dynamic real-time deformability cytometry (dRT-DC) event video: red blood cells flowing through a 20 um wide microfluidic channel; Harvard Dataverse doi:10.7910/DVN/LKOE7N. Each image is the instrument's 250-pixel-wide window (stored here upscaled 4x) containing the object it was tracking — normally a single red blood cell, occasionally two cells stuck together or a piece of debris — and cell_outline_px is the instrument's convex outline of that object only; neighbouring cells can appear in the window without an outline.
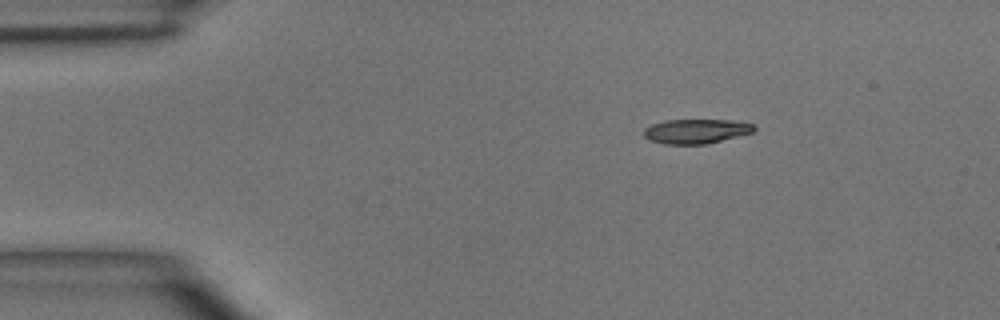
{"species": "common noctule bat (a hibernating species)", "species_latin": "Nyctalus noctula", "temperature_condition": "room temperature", "stored_images_in_passage": 5, "camera_frame_rate_fps": 3000, "um_per_image_px": 0.085, "animal": {"sex": "male", "body_mass_g": 15.6}, "frame": {"image": 1, "passage_image": 1, "time_ms": 0.0, "image_size_px": [1000, 320], "cell_outline_px": [[756, 128], [752, 132], [708, 144], [664, 144], [648, 140], [644, 136], [644, 128], [652, 124], [664, 120], [732, 120], [752, 124]], "centroid_in_image_um": [59.12, 11.16], "position_along_channel_um": 25.9, "area_um2": 15.72}}
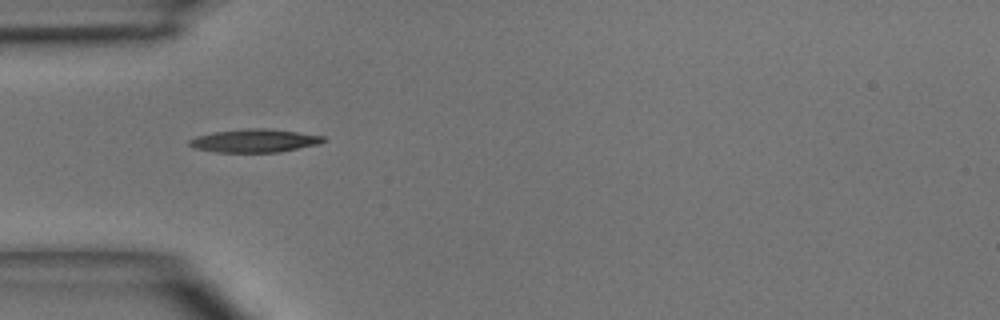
{"frame": {"image": 2, "passage_image": 3, "time_ms": 2.333, "image_size_px": [1000, 320], "cell_outline_px": [[328, 140], [320, 144], [280, 152], [216, 152], [196, 148], [188, 144], [188, 140], [196, 136], [212, 132], [248, 128], [264, 128], [296, 132], [324, 136]], "centroid_in_image_um": [21.65, 11.96], "position_along_channel_um": 63.3, "area_um2": 18.15}}